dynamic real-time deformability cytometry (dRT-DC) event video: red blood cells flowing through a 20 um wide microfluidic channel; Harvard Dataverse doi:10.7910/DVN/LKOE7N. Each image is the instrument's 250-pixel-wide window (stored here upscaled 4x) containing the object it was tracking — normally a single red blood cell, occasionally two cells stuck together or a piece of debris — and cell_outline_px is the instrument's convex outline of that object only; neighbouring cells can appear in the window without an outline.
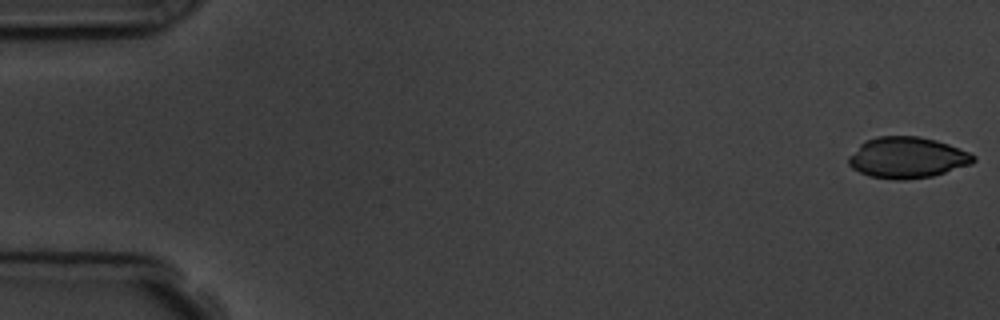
{"species": "common noctule bat (a hibernating species)", "species_latin": "Nyctalus noctula", "temperature_condition": "room temperature", "stored_images_in_passage": 6, "camera_frame_rate_fps": 3000, "um_per_image_px": 0.085, "animal": {"sex": "male", "body_mass_g": 19.5, "forearm_length_mm": 54.6}, "frame": {"image": 1, "passage_image": 1, "time_ms": 0.0, "image_size_px": [1000, 320], "cell_outline_px": [[976, 160], [972, 164], [932, 176], [904, 180], [896, 180], [868, 176], [852, 168], [848, 164], [848, 156], [860, 144], [876, 136], [920, 136], [936, 140], [948, 144], [968, 152], [976, 156]], "centroid_in_image_um": [77.1, 13.4], "position_along_channel_um": 7.9, "area_um2": 29.94}}